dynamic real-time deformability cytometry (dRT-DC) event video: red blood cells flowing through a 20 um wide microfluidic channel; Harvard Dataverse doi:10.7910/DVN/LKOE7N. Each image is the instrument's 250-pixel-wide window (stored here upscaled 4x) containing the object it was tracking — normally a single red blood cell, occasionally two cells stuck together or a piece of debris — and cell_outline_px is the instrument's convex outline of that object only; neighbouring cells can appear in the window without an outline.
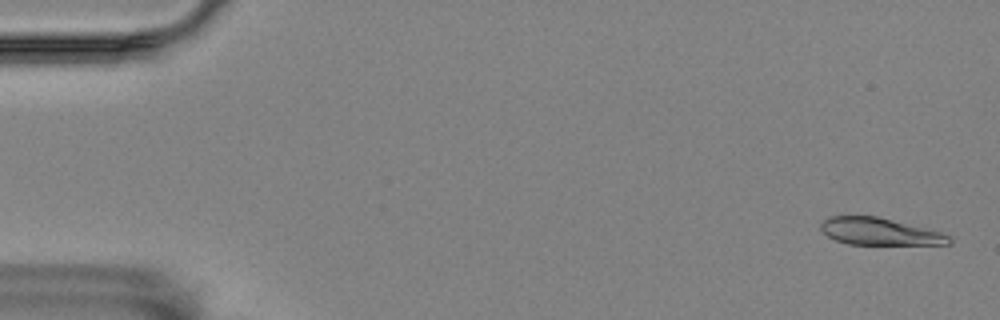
{"species": "Egyptian fruit bat (a non-hibernating species)", "species_latin": "Rousettus aegyptiacus", "temperature_condition": "room temperature", "stored_images_in_passage": 56, "camera_frame_rate_fps": 3000, "um_per_image_px": 0.085, "animal": {"sex": "female"}, "frame": {"image": 1, "passage_image": 2, "time_ms": 0.333, "image_size_px": [1000, 320], "cell_outline_px": [[952, 244], [848, 244], [836, 240], [828, 236], [820, 228], [820, 224], [828, 216], [876, 216], [940, 232], [948, 236], [952, 240]], "centroid_in_image_um": [74.72, 19.68], "position_along_channel_um": 10.3, "area_um2": 19.88}}
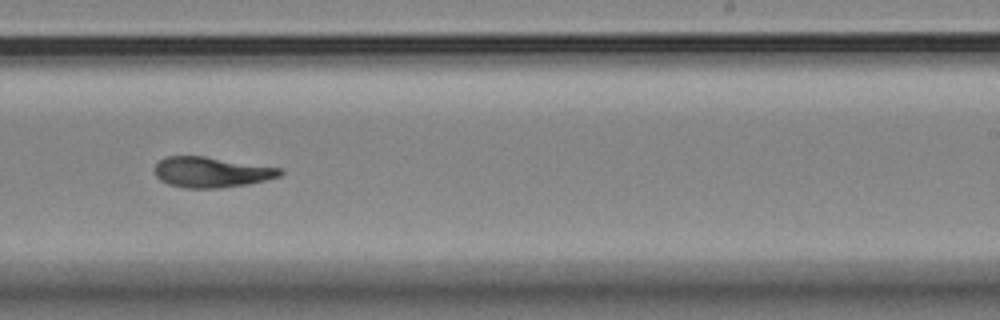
{"frame": {"image": 2, "passage_image": 35, "time_ms": 11.333, "image_size_px": [1000, 320], "cell_outline_px": [[284, 172], [280, 176], [248, 184], [220, 188], [184, 188], [168, 184], [160, 180], [156, 176], [156, 164], [164, 156], [204, 156], [280, 168]], "centroid_in_image_um": [17.95, 14.64], "position_along_channel_um": 271.1, "area_um2": 22.14}}
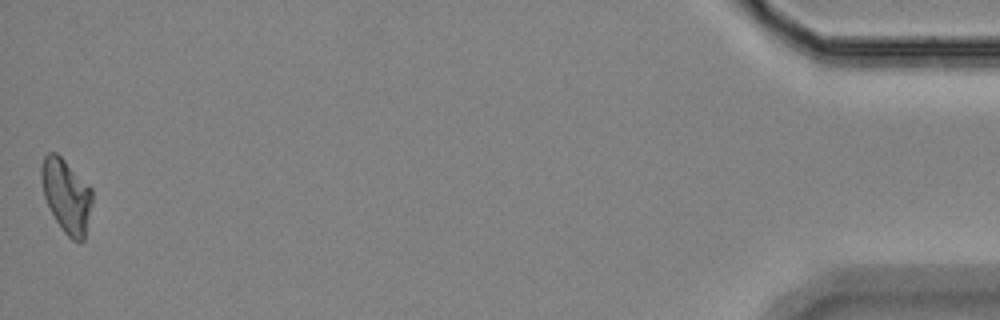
{"frame": {"image": 3, "passage_image": 56, "time_ms": 18.333, "image_size_px": [1000, 320], "cell_outline_px": [[92, 204], [84, 240], [80, 244], [72, 240], [64, 232], [56, 220], [44, 196], [40, 176], [40, 168], [44, 156], [48, 152], [56, 152], [92, 188]], "centroid_in_image_um": [5.65, 16.65], "position_along_channel_um": 429.6, "area_um2": 21.79}, "authors_computed_cell_mechanics": {"area_um2": 22.1085, "velocity_mm_per_s": 3.5401, "shape_relaxation_time_tau1_ms": null, "shape_relaxation_time_tau2_ms": 3.6073, "deformation_change_tau1": null, "deformation_change_tau2": 0.0925}}